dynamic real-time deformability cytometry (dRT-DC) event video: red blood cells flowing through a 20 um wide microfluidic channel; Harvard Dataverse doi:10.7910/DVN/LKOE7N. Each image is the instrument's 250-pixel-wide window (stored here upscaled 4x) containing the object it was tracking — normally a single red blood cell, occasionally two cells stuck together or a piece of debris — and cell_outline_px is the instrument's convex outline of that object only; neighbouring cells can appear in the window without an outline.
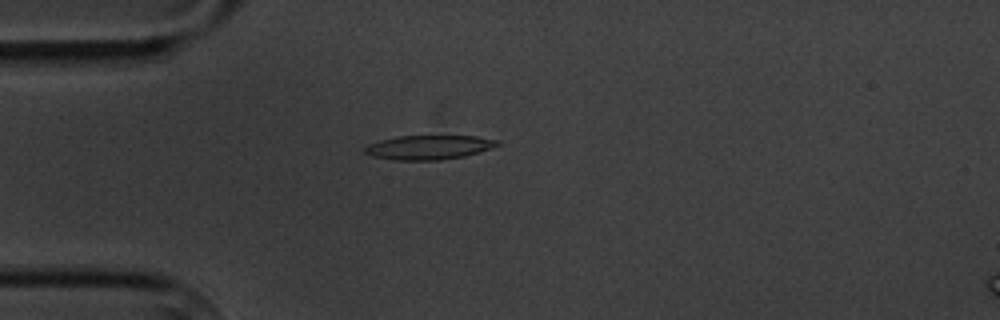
{"species": "common noctule bat (a hibernating species)", "species_latin": "Nyctalus noctula", "temperature_condition": "cold", "stored_images_in_passage": 5, "camera_frame_rate_fps": 3000, "um_per_image_px": 0.085, "animal": {"sex": "male", "body_mass_g": 20.1, "forearm_length_mm": 53.5}, "frame": {"image": 1, "passage_image": 5, "time_ms": 4.333, "image_size_px": [1000, 320], "cell_outline_px": [[500, 144], [464, 156], [440, 160], [392, 160], [372, 156], [364, 152], [364, 148], [368, 144], [380, 140], [400, 136], [476, 136], [500, 140]], "centroid_in_image_um": [36.41, 12.52], "position_along_channel_um": 48.6, "area_um2": 18.55}}